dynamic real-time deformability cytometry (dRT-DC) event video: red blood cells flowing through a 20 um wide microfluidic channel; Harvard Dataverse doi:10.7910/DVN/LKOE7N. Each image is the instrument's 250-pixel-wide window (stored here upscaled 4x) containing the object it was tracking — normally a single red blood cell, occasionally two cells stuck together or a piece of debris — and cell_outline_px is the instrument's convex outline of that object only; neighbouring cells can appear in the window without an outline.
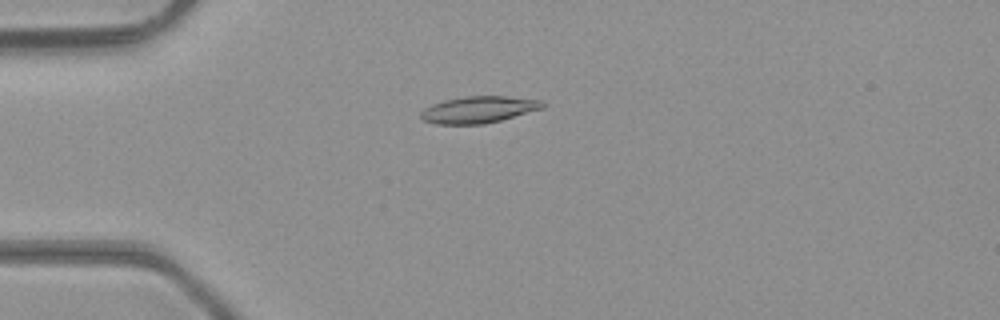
{"species": "common noctule bat (a hibernating species)", "species_latin": "Nyctalus noctula", "temperature_condition": "room temperature", "stored_images_in_passage": 45, "camera_frame_rate_fps": 3000, "um_per_image_px": 0.085, "animal": {"sex": "male", "body_mass_g": 23.1, "forearm_length_mm": 52.7}, "frame": {"image": 1, "passage_image": 10, "time_ms": 3.0, "image_size_px": [1000, 320], "cell_outline_px": [[544, 108], [500, 120], [484, 124], [436, 124], [424, 120], [420, 116], [420, 112], [424, 108], [432, 104], [444, 100], [464, 96], [508, 96], [544, 100]], "centroid_in_image_um": [40.69, 9.31], "position_along_channel_um": 44.3, "area_um2": 19.02}}
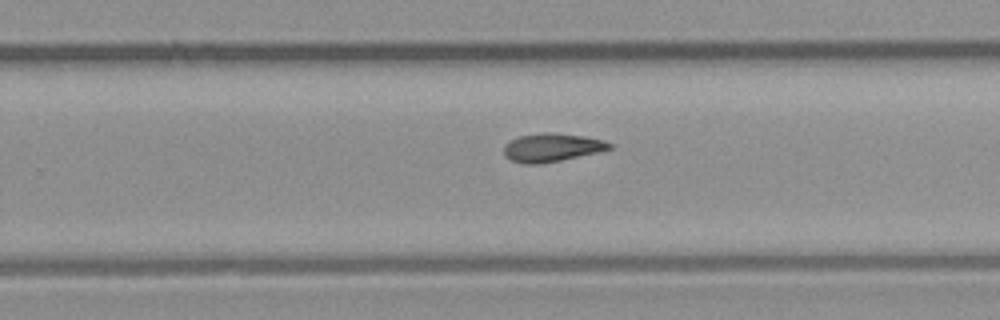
{"frame": {"image": 2, "passage_image": 28, "time_ms": 9.0, "image_size_px": [1000, 320], "cell_outline_px": [[612, 148], [596, 152], [544, 164], [524, 164], [512, 160], [504, 156], [504, 144], [520, 136], [540, 132], [556, 132], [584, 136], [604, 140], [612, 144]], "centroid_in_image_um": [46.89, 12.53], "position_along_channel_um": 282.9, "area_um2": 17.51}}
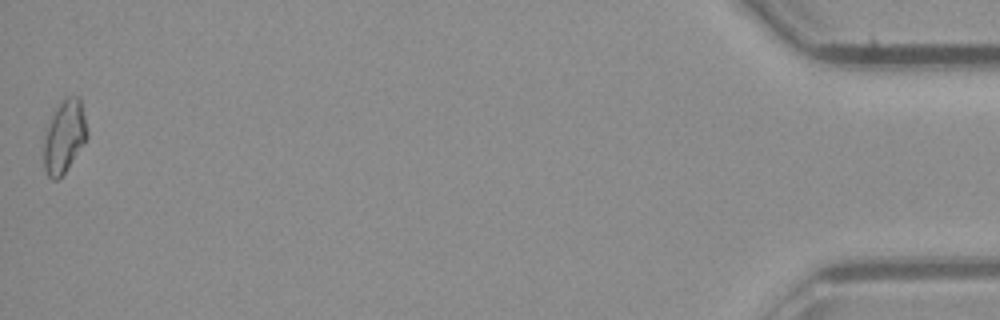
{"frame": {"image": 3, "passage_image": 45, "time_ms": 14.667, "image_size_px": [1000, 320], "cell_outline_px": [[88, 136], [84, 144], [64, 172], [56, 180], [52, 180], [48, 176], [44, 168], [44, 136], [52, 116], [60, 104], [68, 96], [80, 96], [88, 132]], "centroid_in_image_um": [5.48, 11.61], "position_along_channel_um": 429.7, "area_um2": 18.03}}